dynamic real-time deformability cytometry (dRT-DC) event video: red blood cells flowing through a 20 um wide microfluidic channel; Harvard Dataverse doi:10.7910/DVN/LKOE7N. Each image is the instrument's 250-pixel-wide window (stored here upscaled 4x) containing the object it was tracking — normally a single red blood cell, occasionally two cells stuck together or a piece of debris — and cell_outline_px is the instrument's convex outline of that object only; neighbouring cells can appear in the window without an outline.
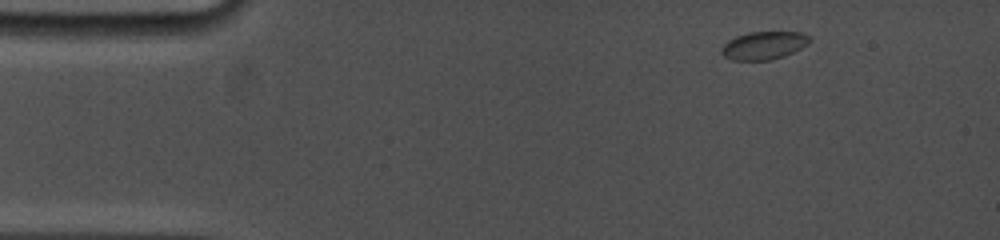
{"species": "common noctule bat (a hibernating species)", "species_latin": "Nyctalus noctula", "temperature_condition": "cold", "stored_images_in_passage": 4, "camera_frame_rate_fps": 5000, "um_per_image_px": 0.085, "animal": {"sex": "female", "body_mass_g": 19.0, "forearm_length_mm": 53.3}, "frame": {"image": 1, "passage_image": 1, "time_ms": 0.0, "image_size_px": [1000, 240], "cell_outline_px": [[812, 40], [808, 44], [784, 56], [772, 60], [732, 60], [724, 56], [720, 52], [720, 48], [728, 40], [736, 36], [748, 32], [800, 32], [808, 36]], "centroid_in_image_um": [64.9, 3.86], "position_along_channel_um": 20.1, "area_um2": 14.39}}
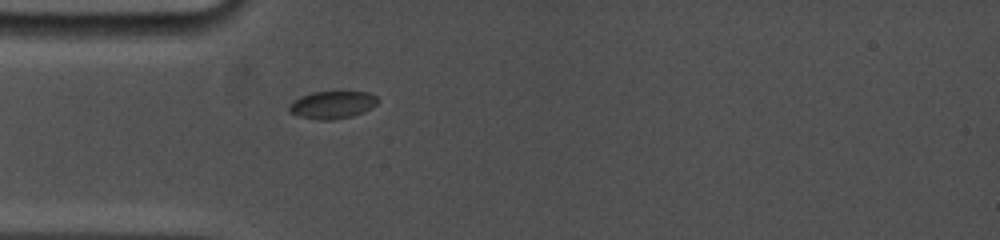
{"frame": {"image": 2, "passage_image": 4, "time_ms": 3.0, "image_size_px": [1000, 240], "cell_outline_px": [[380, 100], [372, 108], [352, 116], [332, 120], [320, 120], [300, 116], [288, 112], [288, 108], [292, 100], [300, 96], [312, 92], [368, 92], [376, 96]], "centroid_in_image_um": [28.24, 8.91], "position_along_channel_um": 56.8, "area_um2": 14.28}}